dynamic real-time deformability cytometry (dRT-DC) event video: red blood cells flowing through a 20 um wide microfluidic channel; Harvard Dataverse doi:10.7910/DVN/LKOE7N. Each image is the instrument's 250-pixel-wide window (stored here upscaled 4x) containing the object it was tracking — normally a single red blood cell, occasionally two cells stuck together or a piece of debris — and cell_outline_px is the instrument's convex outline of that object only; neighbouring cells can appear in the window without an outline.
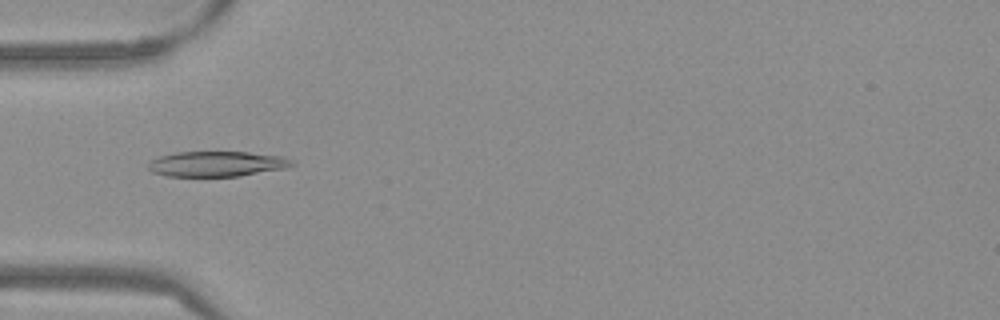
{"species": "Egyptian fruit bat (a non-hibernating species)", "species_latin": "Rousettus aegyptiacus", "temperature_condition": "warm", "stored_images_in_passage": 53, "camera_frame_rate_fps": 3000, "um_per_image_px": 0.085, "frame": {"image": 1, "passage_image": 17, "time_ms": 5.333, "image_size_px": [1000, 320], "cell_outline_px": [[296, 164], [284, 168], [240, 176], [168, 176], [152, 172], [148, 168], [148, 164], [152, 160], [160, 156], [176, 152], [248, 152], [284, 156], [292, 160]], "centroid_in_image_um": [18.45, 13.93], "position_along_channel_um": 66.6, "area_um2": 21.1}}
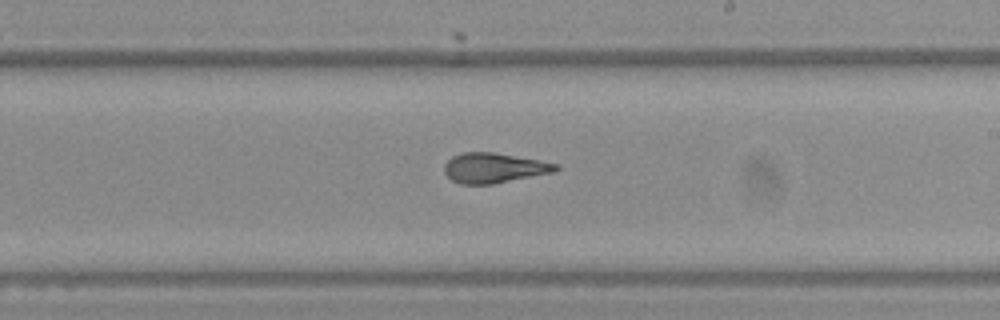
{"frame": {"image": 2, "passage_image": 31, "time_ms": 10.0, "image_size_px": [1000, 320], "cell_outline_px": [[560, 168], [556, 172], [492, 184], [460, 184], [452, 180], [444, 172], [444, 164], [452, 156], [460, 152], [492, 152], [540, 160], [560, 164]], "centroid_in_image_um": [42.01, 14.27], "position_along_channel_um": 247.0, "area_um2": 19.65}}
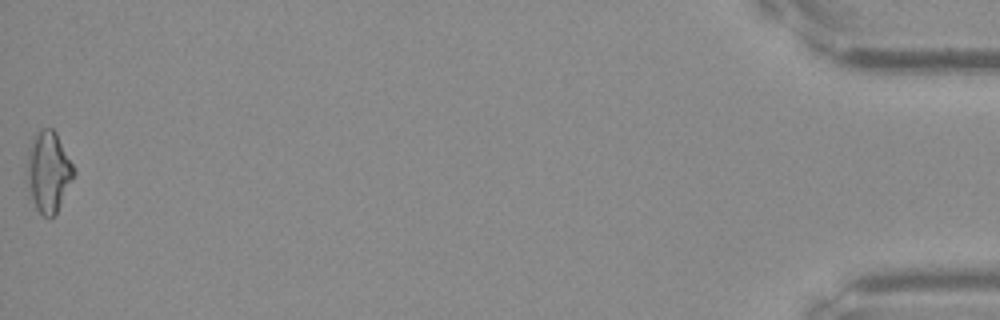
{"frame": {"image": 3, "passage_image": 53, "time_ms": 17.333, "image_size_px": [1000, 320], "cell_outline_px": [[76, 172], [56, 212], [48, 220], [36, 208], [28, 188], [28, 148], [32, 140], [40, 128], [52, 128], [56, 132], [76, 168]], "centroid_in_image_um": [4.14, 14.57], "position_along_channel_um": 431.1, "area_um2": 21.79}, "authors_computed_cell_mechanics": {"area_um2": 20.3456, "velocity_mm_per_s": 3.8543, "shape_relaxation_time_tau1_ms": null, "shape_relaxation_time_tau2_ms": 2.3215, "deformation_change_tau1": null, "deformation_change_tau2": 0.0744}}